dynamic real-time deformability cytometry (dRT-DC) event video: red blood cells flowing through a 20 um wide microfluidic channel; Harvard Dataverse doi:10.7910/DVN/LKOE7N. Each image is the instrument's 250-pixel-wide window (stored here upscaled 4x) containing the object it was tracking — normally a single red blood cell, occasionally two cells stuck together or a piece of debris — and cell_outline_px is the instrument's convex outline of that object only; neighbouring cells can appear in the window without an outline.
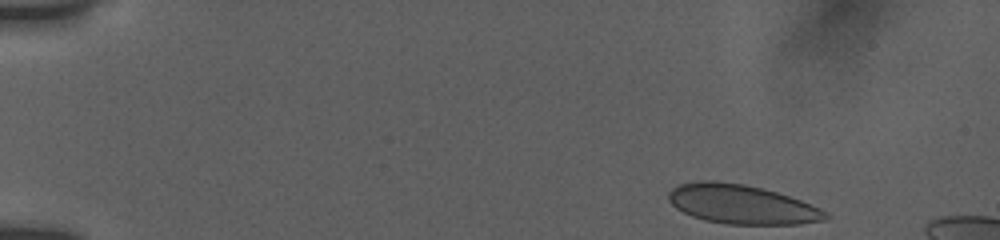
{"species": "human", "species_latin": "Homo sapiens", "temperature_condition": "room temperature", "stored_images_in_passage": 50, "segment_of_instrument_passage": [1, 2], "camera_frame_rate_fps": 3000, "um_per_image_px": 0.085, "donor": {"sex": "female"}, "frame": {"image": 1, "passage_image": 1, "time_ms": 0.0, "image_size_px": [1000, 240], "cell_outline_px": [[832, 216], [828, 220], [800, 224], [728, 224], [704, 220], [692, 216], [676, 208], [668, 200], [668, 192], [672, 188], [680, 184], [696, 180], [716, 180], [744, 184], [776, 192], [800, 200], [820, 208], [828, 212]], "centroid_in_image_um": [63.05, 17.36], "position_along_channel_um": 21.9, "area_um2": 36.07}}
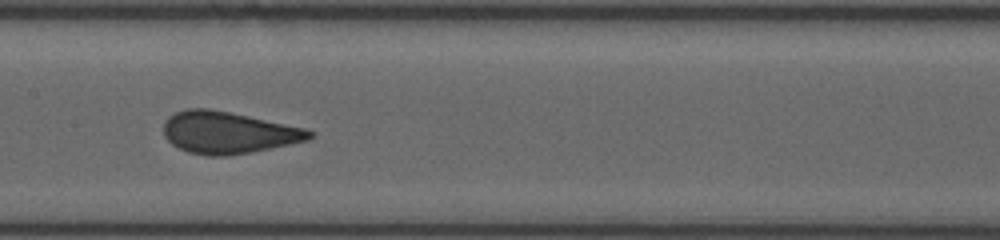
{"frame": {"image": 2, "passage_image": 23, "time_ms": 7.333, "image_size_px": [1000, 240], "cell_outline_px": [[316, 136], [308, 140], [252, 152], [228, 156], [208, 156], [188, 152], [172, 144], [164, 136], [164, 120], [168, 116], [176, 112], [188, 108], [208, 108], [248, 116], [304, 128], [316, 132]], "centroid_in_image_um": [19.39, 11.27], "position_along_channel_um": 188.0, "area_um2": 35.6}}
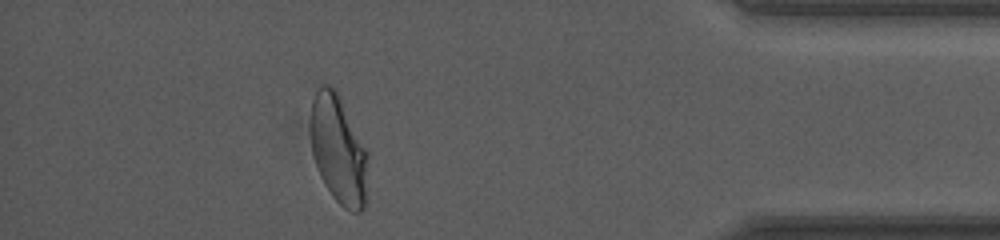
{"frame": {"image": 3, "passage_image": 43, "time_ms": 14.0, "image_size_px": [1000, 240], "cell_outline_px": [[368, 156], [364, 208], [360, 212], [352, 212], [344, 208], [332, 196], [324, 184], [320, 176], [312, 152], [312, 100], [316, 88], [320, 84], [328, 84], [336, 88], [368, 152]], "centroid_in_image_um": [28.78, 12.7], "position_along_channel_um": 406.4, "area_um2": 36.13}}